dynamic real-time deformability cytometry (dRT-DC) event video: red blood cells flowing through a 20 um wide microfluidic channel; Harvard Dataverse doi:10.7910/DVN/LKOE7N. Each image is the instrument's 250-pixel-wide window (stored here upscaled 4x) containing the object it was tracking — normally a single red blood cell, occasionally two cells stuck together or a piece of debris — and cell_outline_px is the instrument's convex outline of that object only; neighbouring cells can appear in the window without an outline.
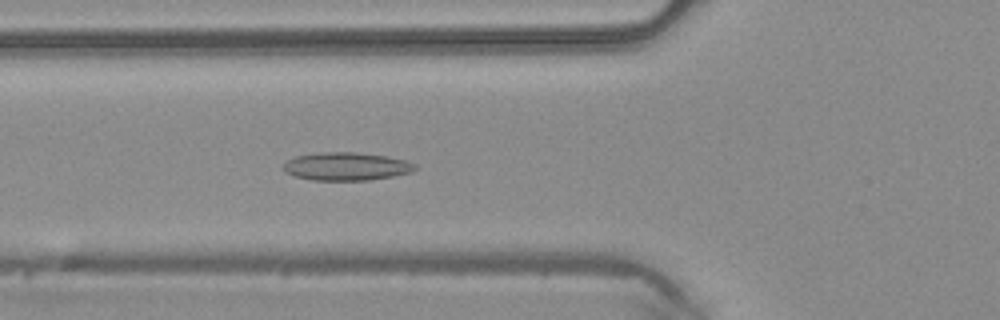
{"species": "common noctule bat (a hibernating species)", "species_latin": "Nyctalus noctula", "temperature_condition": "warm", "stored_images_in_passage": 34, "camera_frame_rate_fps": 3000, "um_per_image_px": 0.085, "animal": {"sex": "male", "body_mass_g": 20.4}, "frame": {"image": 1, "passage_image": 8, "time_ms": 2.333, "image_size_px": [1000, 320], "cell_outline_px": [[416, 168], [412, 172], [392, 176], [368, 180], [312, 180], [296, 176], [288, 172], [284, 168], [284, 160], [296, 156], [320, 152], [356, 152], [388, 156], [404, 160], [416, 164]], "centroid_in_image_um": [29.45, 14.13], "position_along_channel_um": 96.4, "area_um2": 21.44}}
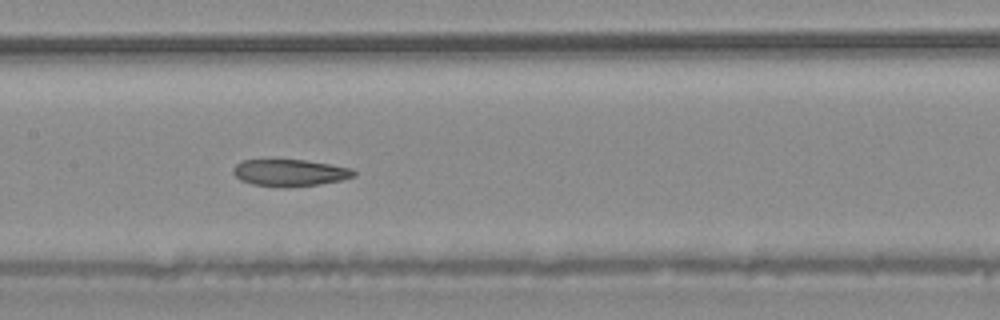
{"frame": {"image": 2, "passage_image": 14, "time_ms": 4.333, "image_size_px": [1000, 320], "cell_outline_px": [[356, 176], [340, 180], [316, 184], [288, 188], [284, 188], [252, 184], [240, 180], [232, 172], [232, 168], [236, 164], [244, 160], [304, 160], [352, 168], [356, 172]], "centroid_in_image_um": [24.61, 14.69], "position_along_channel_um": 182.8, "area_um2": 18.84}}
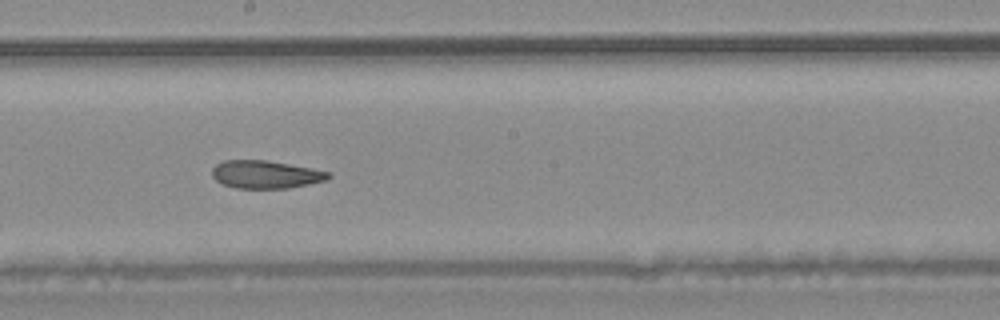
{"frame": {"image": 3, "passage_image": 17, "time_ms": 5.333, "image_size_px": [1000, 320], "cell_outline_px": [[332, 176], [328, 180], [288, 188], [236, 188], [224, 184], [216, 180], [212, 176], [212, 168], [216, 164], [224, 160], [268, 160], [312, 168], [332, 172]], "centroid_in_image_um": [22.62, 14.82], "position_along_channel_um": 225.6, "area_um2": 19.02}}